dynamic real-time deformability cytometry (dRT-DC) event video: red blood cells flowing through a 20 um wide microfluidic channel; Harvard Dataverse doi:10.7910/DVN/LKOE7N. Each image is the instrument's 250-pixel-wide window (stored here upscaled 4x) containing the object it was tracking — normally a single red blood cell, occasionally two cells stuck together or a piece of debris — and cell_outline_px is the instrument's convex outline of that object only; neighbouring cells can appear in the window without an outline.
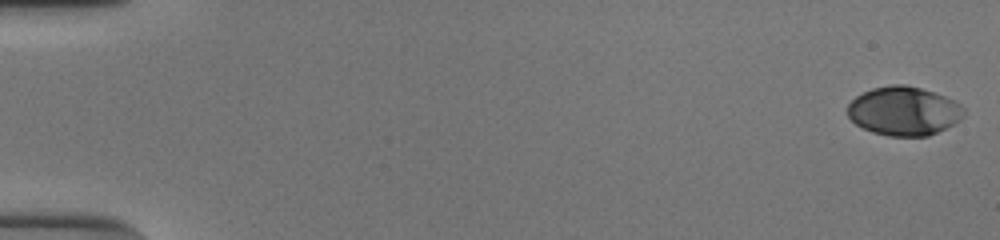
{"species": "human", "species_latin": "Homo sapiens", "temperature_condition": "cold", "stored_images_in_passage": 54, "camera_frame_rate_fps": 3000, "um_per_image_px": 0.085, "donor": {"sex": "male"}, "frame": {"image": 1, "passage_image": 1, "time_ms": 0.0, "image_size_px": [1000, 240], "cell_outline_px": [[964, 116], [960, 120], [928, 136], [888, 136], [872, 132], [856, 124], [848, 116], [848, 104], [856, 96], [872, 88], [892, 84], [904, 84], [920, 88], [944, 96], [960, 104], [964, 108]], "centroid_in_image_um": [76.81, 9.43], "position_along_channel_um": 8.2, "area_um2": 32.89}}
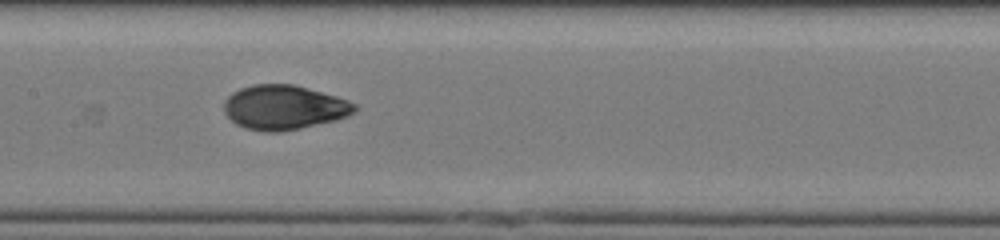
{"frame": {"image": 2, "passage_image": 28, "time_ms": 9.0, "image_size_px": [1000, 240], "cell_outline_px": [[356, 108], [348, 116], [336, 120], [300, 128], [280, 132], [264, 132], [244, 128], [236, 124], [224, 112], [224, 100], [232, 92], [240, 88], [252, 84], [292, 84], [336, 96], [348, 100], [356, 104]], "centroid_in_image_um": [24.11, 9.13], "position_along_channel_um": 183.3, "area_um2": 33.81}}
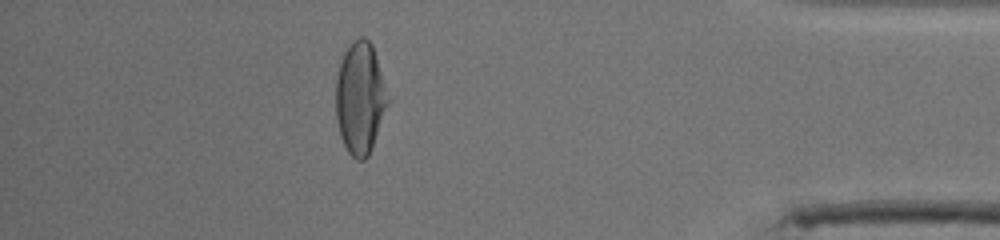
{"frame": {"image": 3, "passage_image": 48, "time_ms": 15.667, "image_size_px": [1000, 240], "cell_outline_px": [[388, 104], [372, 148], [368, 156], [364, 160], [356, 160], [348, 152], [340, 136], [336, 120], [336, 80], [340, 64], [344, 52], [352, 40], [360, 36], [364, 36], [372, 44], [388, 100]], "centroid_in_image_um": [30.58, 8.35], "position_along_channel_um": 404.6, "area_um2": 33.52}, "authors_computed_cell_mechanics": {"area_um2": 33.4084, "velocity_mm_per_s": 3.8797, "shape_relaxation_time_tau1_ms": 4.0304, "shape_relaxation_time_tau2_ms": 1.0806, "deformation_change_tau1": 0.191, "deformation_change_tau2": 0.0431}}